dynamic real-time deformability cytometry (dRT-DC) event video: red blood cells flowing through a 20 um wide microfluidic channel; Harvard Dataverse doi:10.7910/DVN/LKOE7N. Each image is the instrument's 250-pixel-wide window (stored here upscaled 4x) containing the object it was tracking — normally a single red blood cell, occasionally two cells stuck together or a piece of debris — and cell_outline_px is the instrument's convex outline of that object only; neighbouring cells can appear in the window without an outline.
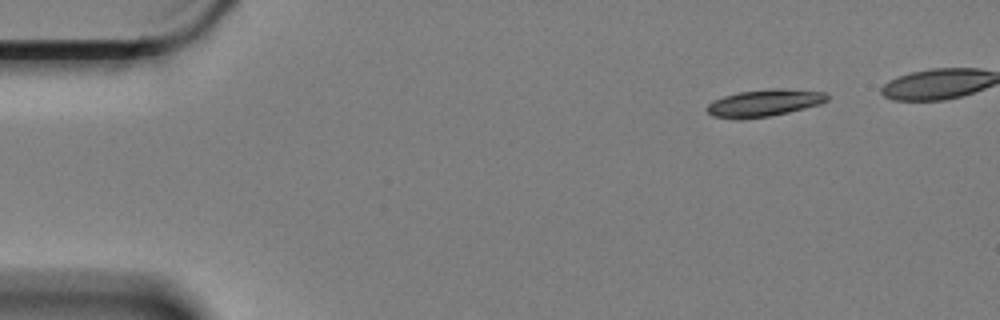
{"species": "Egyptian fruit bat (a non-hibernating species)", "species_latin": "Rousettus aegyptiacus", "temperature_condition": "cold", "stored_images_in_passage": 4, "camera_frame_rate_fps": 3000, "um_per_image_px": 0.085, "animal": {"sex": "female"}, "frame": {"image": 1, "passage_image": 1, "time_ms": 0.0, "image_size_px": [1000, 320], "cell_outline_px": [[828, 100], [820, 104], [788, 112], [768, 116], [740, 120], [736, 120], [712, 116], [704, 108], [712, 100], [724, 96], [740, 92], [772, 88], [780, 88], [824, 92], [828, 96]], "centroid_in_image_um": [64.9, 8.76], "position_along_channel_um": 20.1, "area_um2": 19.02}}